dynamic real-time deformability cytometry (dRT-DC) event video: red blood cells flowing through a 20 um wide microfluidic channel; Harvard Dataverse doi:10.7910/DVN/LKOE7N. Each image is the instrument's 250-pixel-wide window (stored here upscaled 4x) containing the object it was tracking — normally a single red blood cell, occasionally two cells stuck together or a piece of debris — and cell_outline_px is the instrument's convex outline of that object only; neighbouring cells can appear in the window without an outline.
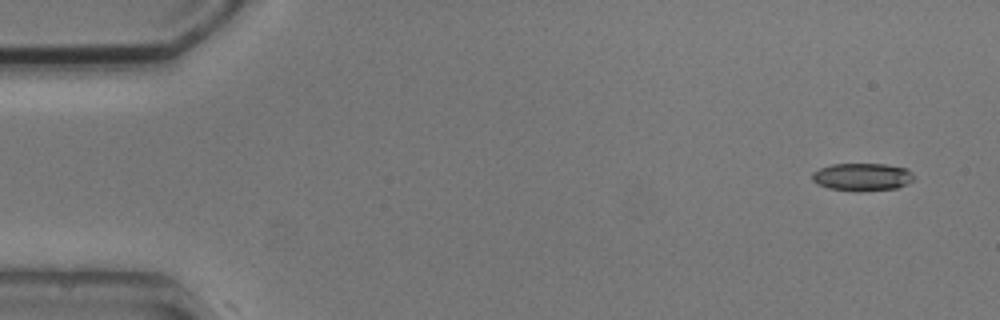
{"species": "common noctule bat (a hibernating species)", "species_latin": "Nyctalus noctula", "temperature_condition": "cold", "stored_images_in_passage": 6, "camera_frame_rate_fps": 3000, "um_per_image_px": 0.085, "animal": {"sex": "male", "body_mass_g": 20.5, "forearm_length_mm": 52.5}, "frame": {"image": 1, "passage_image": 1, "time_ms": 0.0, "image_size_px": [1000, 320], "cell_outline_px": [[912, 180], [896, 188], [860, 192], [856, 192], [828, 188], [816, 184], [812, 180], [812, 172], [820, 168], [832, 164], [884, 164], [908, 168], [912, 172]], "centroid_in_image_um": [73.24, 15.04], "position_along_channel_um": 11.8, "area_um2": 16.53}}
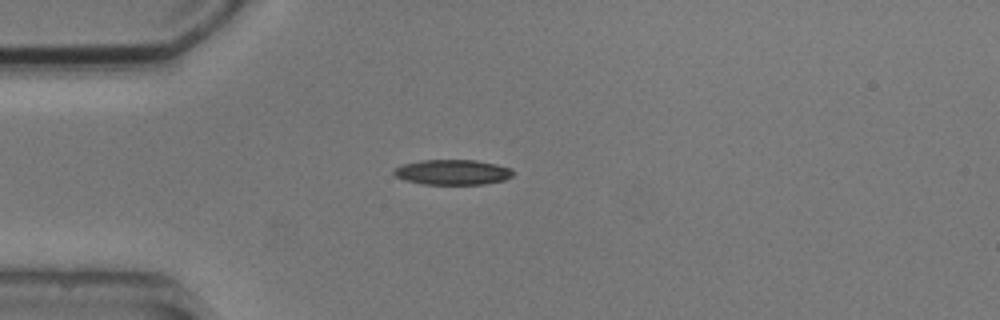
{"frame": {"image": 2, "passage_image": 4, "time_ms": 3.667, "image_size_px": [1000, 320], "cell_outline_px": [[512, 176], [504, 180], [484, 184], [424, 184], [404, 180], [396, 176], [392, 172], [396, 168], [404, 164], [420, 160], [476, 160], [496, 164], [512, 168]], "centroid_in_image_um": [38.48, 14.63], "position_along_channel_um": 46.5, "area_um2": 17.4}}